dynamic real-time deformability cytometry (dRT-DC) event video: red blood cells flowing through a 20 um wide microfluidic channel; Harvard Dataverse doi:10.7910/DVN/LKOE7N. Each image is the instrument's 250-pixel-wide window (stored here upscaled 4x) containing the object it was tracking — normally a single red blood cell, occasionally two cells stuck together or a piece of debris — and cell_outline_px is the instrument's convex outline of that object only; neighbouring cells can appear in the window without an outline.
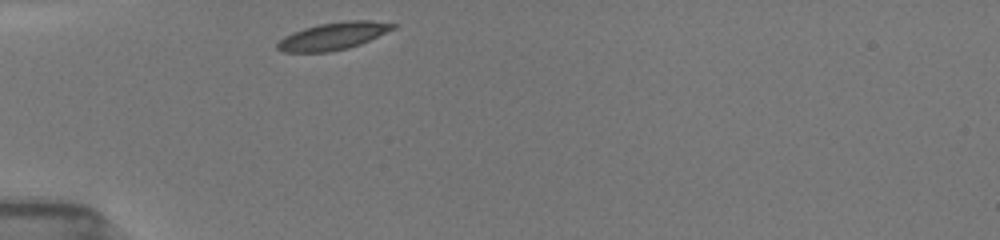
{"species": "common noctule bat (a hibernating species)", "species_latin": "Nyctalus noctula", "temperature_condition": "room temperature", "stored_images_in_passage": 30, "camera_frame_rate_fps": 3000, "um_per_image_px": 0.085, "animal": {"sex": "female", "body_mass_g": 19.5, "forearm_length_mm": 54.1}, "frame": {"image": 1, "passage_image": 1, "time_ms": 0.0, "image_size_px": [1000, 240], "cell_outline_px": [[396, 28], [360, 44], [348, 48], [328, 52], [284, 52], [276, 48], [276, 44], [284, 36], [292, 32], [304, 28], [320, 24], [348, 20], [368, 20], [396, 24]], "centroid_in_image_um": [28.3, 3.07], "position_along_channel_um": 56.7, "area_um2": 18.32}}
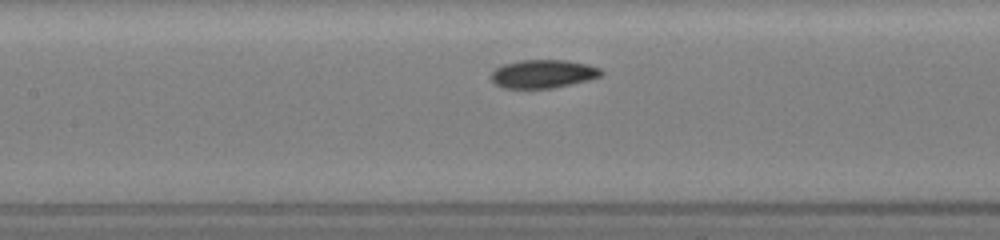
{"frame": {"image": 2, "passage_image": 10, "time_ms": 3.0, "image_size_px": [1000, 240], "cell_outline_px": [[604, 72], [600, 76], [588, 80], [552, 88], [504, 88], [496, 84], [488, 76], [496, 68], [504, 64], [520, 60], [564, 60], [588, 64], [600, 68]], "centroid_in_image_um": [46.15, 6.27], "position_along_channel_um": 161.3, "area_um2": 18.15}}
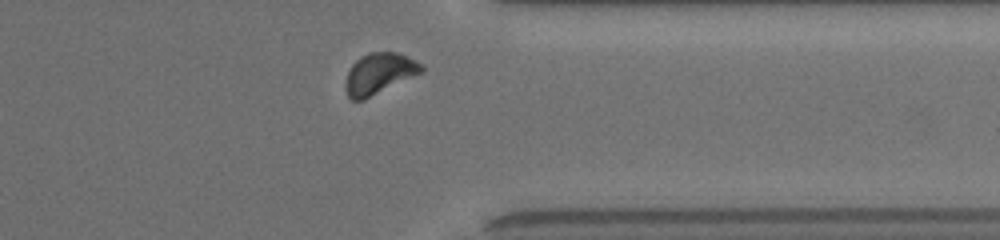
{"frame": {"image": 3, "passage_image": 27, "time_ms": 8.667, "image_size_px": [1000, 240], "cell_outline_px": [[424, 72], [364, 100], [352, 100], [348, 96], [344, 88], [344, 84], [348, 72], [352, 64], [360, 56], [368, 52], [400, 52], [424, 64]], "centroid_in_image_um": [32.26, 6.24], "position_along_channel_um": 379.1, "area_um2": 18.55}, "authors_computed_cell_mechanics": {"area_um2": 18.207, "velocity_mm_per_s": 3.8943, "shape_relaxation_time_tau1_ms": 2.3277, "shape_relaxation_time_tau2_ms": 4.3955, "deformation_change_tau1": 0.107, "deformation_change_tau2": 0.0675}}